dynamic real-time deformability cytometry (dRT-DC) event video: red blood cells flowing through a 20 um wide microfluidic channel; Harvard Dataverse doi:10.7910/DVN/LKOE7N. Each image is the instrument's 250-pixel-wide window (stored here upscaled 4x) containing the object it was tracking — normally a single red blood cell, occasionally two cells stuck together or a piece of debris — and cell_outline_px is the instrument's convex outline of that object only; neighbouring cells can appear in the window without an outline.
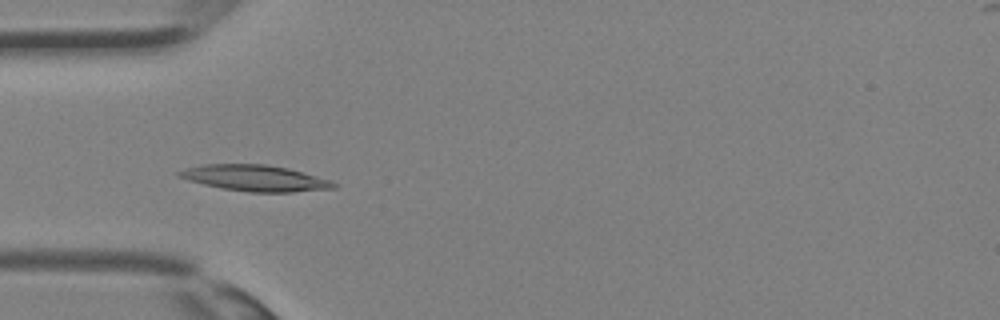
{"species": "Egyptian fruit bat (a non-hibernating species)", "species_latin": "Rousettus aegyptiacus", "temperature_condition": "room temperature", "stored_images_in_passage": 33, "camera_frame_rate_fps": 3000, "um_per_image_px": 0.085, "animal": {"sex": "female"}, "frame": {"image": 1, "passage_image": 9, "time_ms": 2.667, "image_size_px": [1000, 320], "cell_outline_px": [[336, 188], [292, 192], [252, 192], [224, 188], [204, 184], [188, 180], [176, 176], [176, 172], [184, 168], [204, 164], [268, 164], [288, 168], [332, 180], [336, 184]], "centroid_in_image_um": [21.68, 15.13], "position_along_channel_um": 63.3, "area_um2": 23.47}}
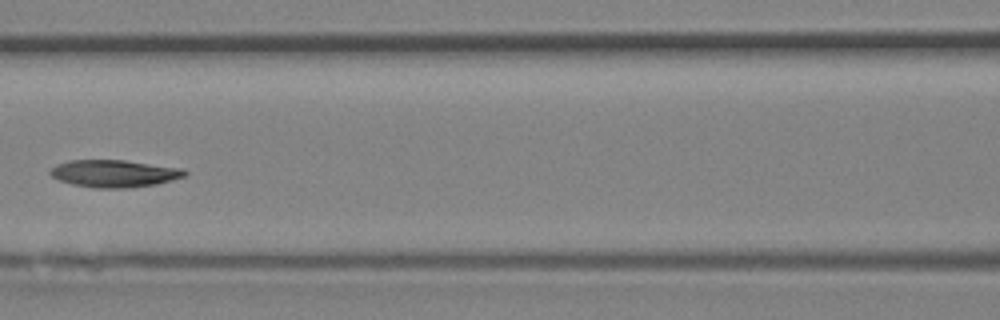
{"frame": {"image": 2, "passage_image": 14, "time_ms": 4.333, "image_size_px": [1000, 320], "cell_outline_px": [[188, 172], [184, 176], [156, 184], [128, 188], [96, 188], [72, 184], [60, 180], [52, 176], [48, 172], [56, 164], [68, 160], [124, 160], [184, 168]], "centroid_in_image_um": [9.71, 14.74], "position_along_channel_um": 156.9, "area_um2": 21.39}}
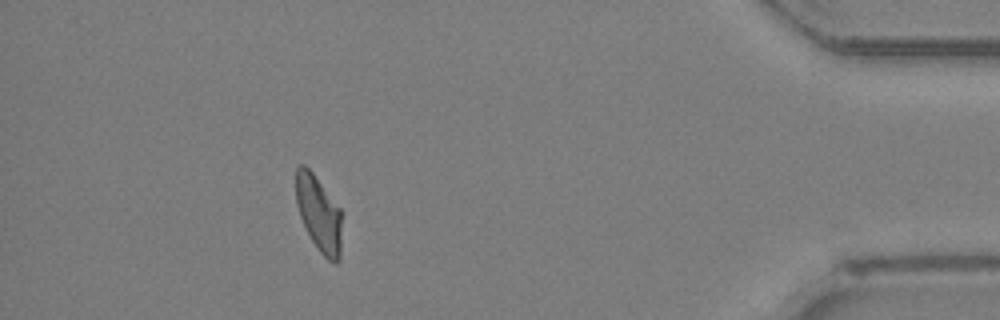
{"frame": {"image": 3, "passage_image": 30, "time_ms": 9.667, "image_size_px": [1000, 320], "cell_outline_px": [[340, 260], [336, 264], [332, 264], [320, 252], [312, 240], [300, 216], [296, 204], [296, 168], [300, 164], [304, 164], [312, 172], [340, 208]], "centroid_in_image_um": [27.09, 18.17], "position_along_channel_um": 408.1, "area_um2": 19.94}}